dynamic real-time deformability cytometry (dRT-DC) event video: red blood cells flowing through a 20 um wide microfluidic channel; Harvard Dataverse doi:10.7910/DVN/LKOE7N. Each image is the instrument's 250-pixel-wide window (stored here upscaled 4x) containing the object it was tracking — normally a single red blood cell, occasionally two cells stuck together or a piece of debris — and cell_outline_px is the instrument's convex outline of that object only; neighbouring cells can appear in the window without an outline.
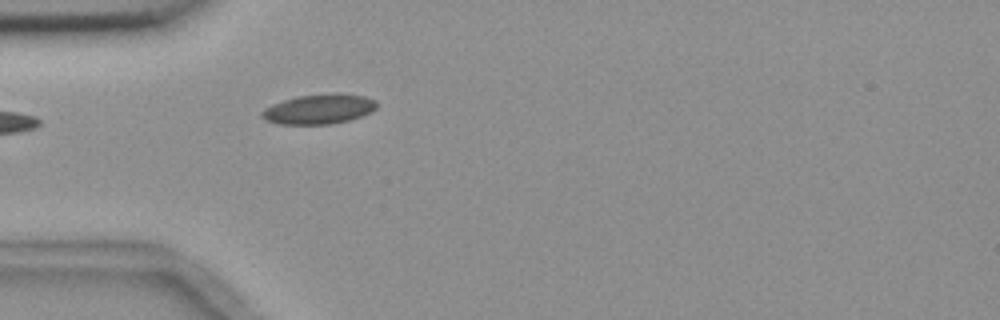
{"species": "common noctule bat (a hibernating species)", "species_latin": "Nyctalus noctula", "temperature_condition": "room temperature", "stored_images_in_passage": 2, "camera_frame_rate_fps": 3000, "um_per_image_px": 0.085, "animal": {"sex": "female", "body_mass_g": 18.4}, "frame": {"image": 1, "passage_image": 2, "time_ms": 1.0, "image_size_px": [1000, 320], "cell_outline_px": [[376, 108], [372, 112], [348, 120], [332, 124], [280, 124], [268, 120], [260, 116], [260, 112], [264, 108], [272, 104], [296, 96], [328, 92], [336, 92], [364, 96], [376, 100]], "centroid_in_image_um": [27.11, 9.25], "position_along_channel_um": 57.9, "area_um2": 20.17}}